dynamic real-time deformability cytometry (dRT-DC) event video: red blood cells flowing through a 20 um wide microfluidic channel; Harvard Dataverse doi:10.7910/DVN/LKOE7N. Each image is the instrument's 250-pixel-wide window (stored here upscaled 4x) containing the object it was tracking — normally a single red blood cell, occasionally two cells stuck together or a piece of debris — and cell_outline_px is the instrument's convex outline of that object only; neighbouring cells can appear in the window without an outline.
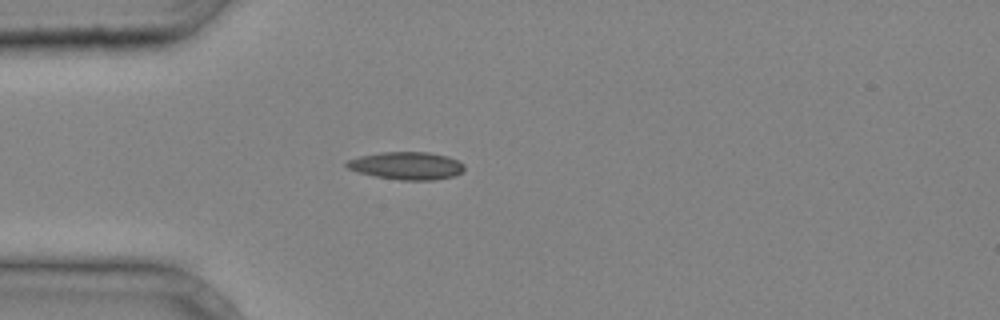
{"species": "common noctule bat (a hibernating species)", "species_latin": "Nyctalus noctula", "temperature_condition": "cold", "stored_images_in_passage": 28, "camera_frame_rate_fps": 3000, "um_per_image_px": 0.085, "animal": {"sex": "male", "body_mass_g": 20.4}, "frame": {"image": 1, "passage_image": 1, "time_ms": 0.0, "image_size_px": [1000, 320], "cell_outline_px": [[464, 168], [456, 176], [432, 180], [400, 180], [376, 176], [360, 172], [348, 168], [344, 164], [348, 160], [360, 156], [380, 152], [428, 152], [448, 156], [464, 164]], "centroid_in_image_um": [34.58, 14.08], "position_along_channel_um": 50.4, "area_um2": 18.84}}
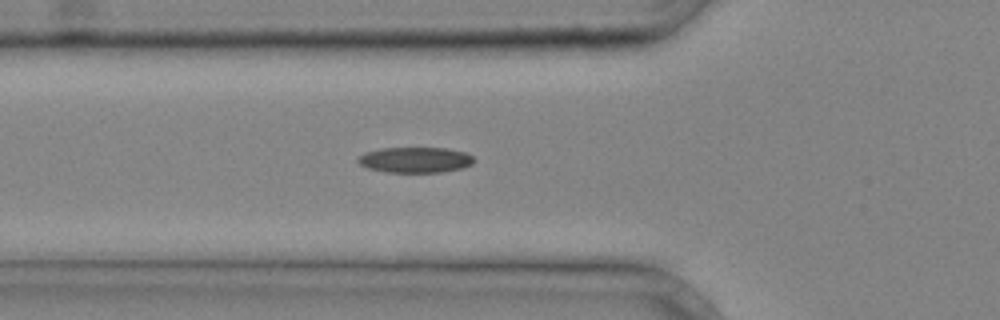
{"frame": {"image": 2, "passage_image": 4, "time_ms": 1.0, "image_size_px": [1000, 320], "cell_outline_px": [[476, 160], [472, 164], [464, 168], [440, 172], [388, 172], [368, 168], [360, 164], [356, 160], [364, 152], [380, 148], [448, 148], [464, 152], [472, 156]], "centroid_in_image_um": [35.31, 13.58], "position_along_channel_um": 90.5, "area_um2": 17.34}}
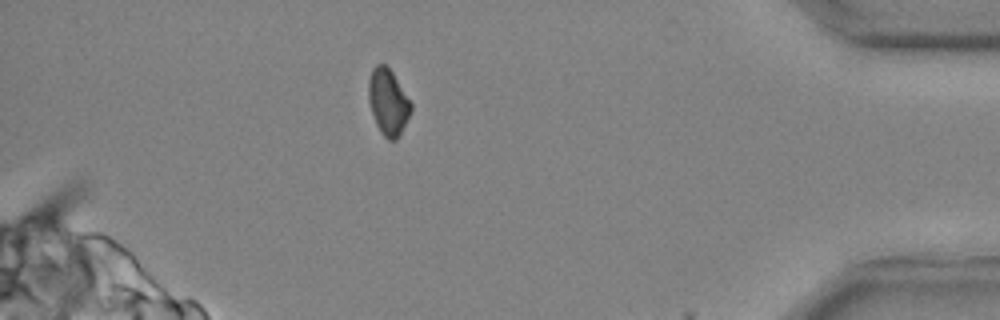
{"frame": {"image": 3, "passage_image": 25, "time_ms": 8.0, "image_size_px": [1000, 320], "cell_outline_px": [[412, 108], [400, 136], [396, 140], [388, 140], [380, 132], [376, 124], [368, 100], [368, 80], [372, 68], [376, 64], [384, 64], [392, 72], [412, 104]], "centroid_in_image_um": [32.97, 8.68], "position_along_channel_um": 402.2, "area_um2": 16.3}}